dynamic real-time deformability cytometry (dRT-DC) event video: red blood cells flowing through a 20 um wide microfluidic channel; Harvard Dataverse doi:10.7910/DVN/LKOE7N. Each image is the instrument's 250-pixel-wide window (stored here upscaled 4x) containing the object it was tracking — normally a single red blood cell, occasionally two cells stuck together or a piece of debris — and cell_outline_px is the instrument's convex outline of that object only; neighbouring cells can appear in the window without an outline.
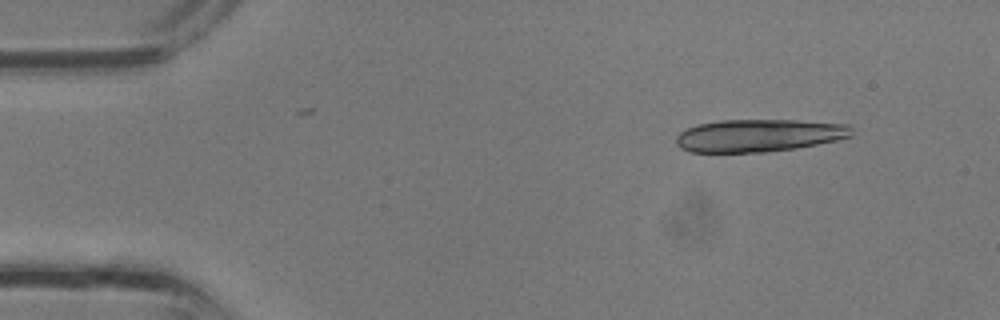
{"species": "common noctule bat (a hibernating species)", "species_latin": "Nyctalus noctula", "temperature_condition": "room temperature", "stored_images_in_passage": 12, "camera_frame_rate_fps": 3000, "um_per_image_px": 0.085, "animal": {"sex": "male", "body_mass_g": 13.3}, "frame": {"image": 1, "passage_image": 4, "time_ms": 1.0, "image_size_px": [1000, 320], "cell_outline_px": [[852, 136], [836, 140], [796, 148], [768, 152], [688, 152], [680, 148], [676, 144], [676, 136], [680, 132], [696, 124], [720, 120], [796, 120], [848, 124], [852, 128]], "centroid_in_image_um": [64.48, 11.51], "position_along_channel_um": 20.5, "area_um2": 33.47}}